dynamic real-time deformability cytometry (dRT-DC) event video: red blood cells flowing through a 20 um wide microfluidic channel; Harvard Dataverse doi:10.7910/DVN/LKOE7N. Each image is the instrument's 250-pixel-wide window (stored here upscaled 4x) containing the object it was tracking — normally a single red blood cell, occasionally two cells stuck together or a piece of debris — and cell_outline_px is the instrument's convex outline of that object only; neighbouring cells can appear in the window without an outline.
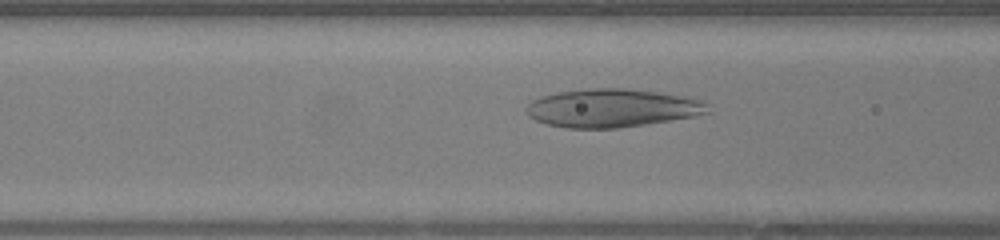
{"species": "human", "species_latin": "Homo sapiens", "temperature_condition": "warm", "stored_images_in_passage": 36, "camera_frame_rate_fps": 3000, "um_per_image_px": 0.085, "donor": {"sex": "female"}, "frame": {"image": 1, "passage_image": 6, "time_ms": 1.667, "image_size_px": [1000, 240], "cell_outline_px": [[708, 112], [692, 116], [644, 124], [616, 128], [568, 128], [548, 124], [536, 120], [528, 116], [524, 108], [532, 100], [540, 96], [556, 92], [584, 88], [628, 88], [656, 92], [680, 96], [700, 100], [708, 104]], "centroid_in_image_um": [51.93, 9.17], "position_along_channel_um": 114.7, "area_um2": 40.23}}
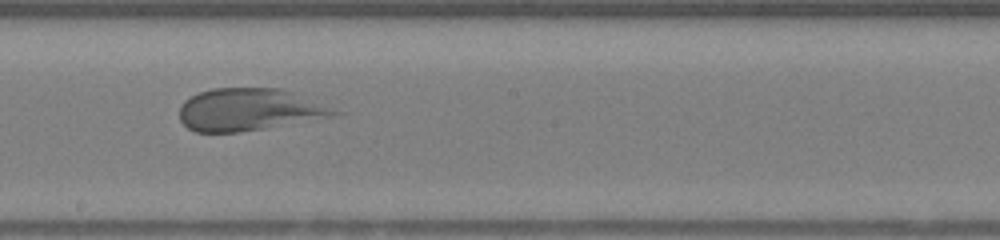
{"frame": {"image": 2, "passage_image": 14, "time_ms": 4.333, "image_size_px": [1000, 240], "cell_outline_px": [[344, 112], [332, 116], [264, 128], [236, 132], [196, 132], [188, 128], [180, 120], [180, 104], [184, 100], [200, 92], [212, 88], [280, 88], [292, 92]], "centroid_in_image_um": [21.13, 9.31], "position_along_channel_um": 227.1, "area_um2": 37.74}}
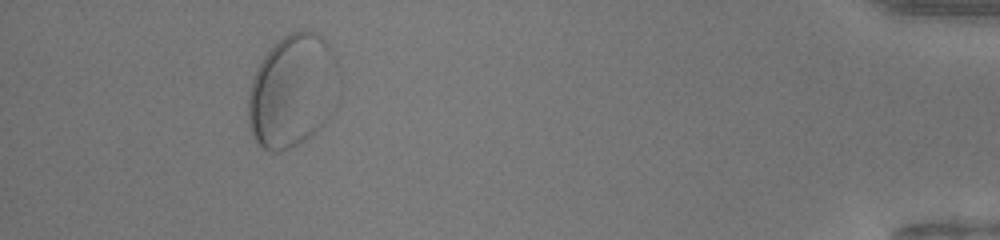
{"frame": {"image": 3, "passage_image": 32, "time_ms": 10.333, "image_size_px": [1000, 240], "cell_outline_px": [[336, 64], [324, 124], [320, 128], [304, 140], [280, 152], [272, 152], [256, 144], [252, 136], [248, 120], [248, 92], [252, 80], [264, 56], [284, 36], [292, 32], [304, 28], [316, 32], [328, 44], [336, 60]], "centroid_in_image_um": [24.74, 7.73], "position_along_channel_um": 410.5, "area_um2": 57.74}, "authors_computed_cell_mechanics": {"area_um2": 40.0554, "velocity_mm_per_s": 4.2166, "shape_relaxation_time_tau1_ms": 9.2287, "shape_relaxation_time_tau2_ms": null, "deformation_change_tau1": 0.307, "deformation_change_tau2": null}}